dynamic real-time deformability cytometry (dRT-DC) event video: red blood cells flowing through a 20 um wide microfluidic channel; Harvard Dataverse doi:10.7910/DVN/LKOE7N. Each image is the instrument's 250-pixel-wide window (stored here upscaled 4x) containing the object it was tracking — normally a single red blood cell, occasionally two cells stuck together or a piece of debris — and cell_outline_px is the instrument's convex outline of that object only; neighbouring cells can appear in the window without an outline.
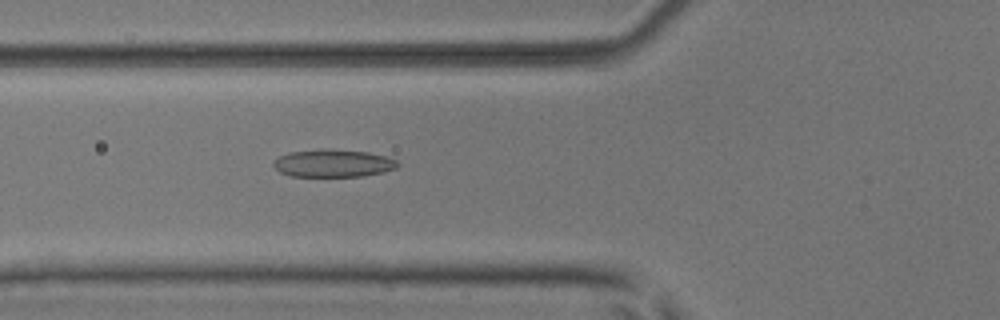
{"species": "common noctule bat (a hibernating species)", "species_latin": "Nyctalus noctula", "temperature_condition": "room temperature", "stored_images_in_passage": 49, "camera_frame_rate_fps": 3000, "um_per_image_px": 0.085, "animal": {"sex": "male", "body_mass_g": 17.9, "forearm_length_mm": 54.2}, "frame": {"image": 1, "passage_image": 20, "time_ms": 6.333, "image_size_px": [1000, 320], "cell_outline_px": [[400, 164], [396, 168], [384, 172], [360, 176], [292, 176], [280, 172], [272, 164], [280, 156], [288, 152], [324, 148], [328, 148], [368, 152], [388, 156], [396, 160]], "centroid_in_image_um": [28.35, 13.86], "position_along_channel_um": 97.5, "area_um2": 20.11}}
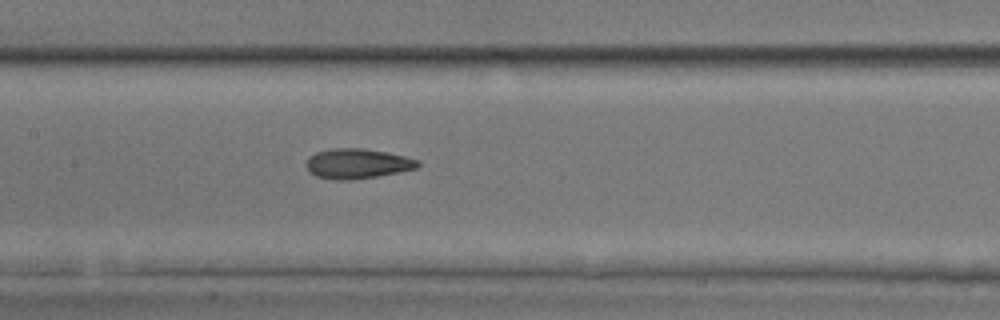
{"frame": {"image": 2, "passage_image": 26, "time_ms": 8.333, "image_size_px": [1000, 320], "cell_outline_px": [[420, 164], [416, 168], [400, 172], [352, 180], [336, 180], [316, 176], [308, 172], [304, 164], [308, 156], [316, 152], [332, 148], [364, 148], [404, 156], [420, 160]], "centroid_in_image_um": [30.32, 13.91], "position_along_channel_um": 177.1, "area_um2": 19.65}}
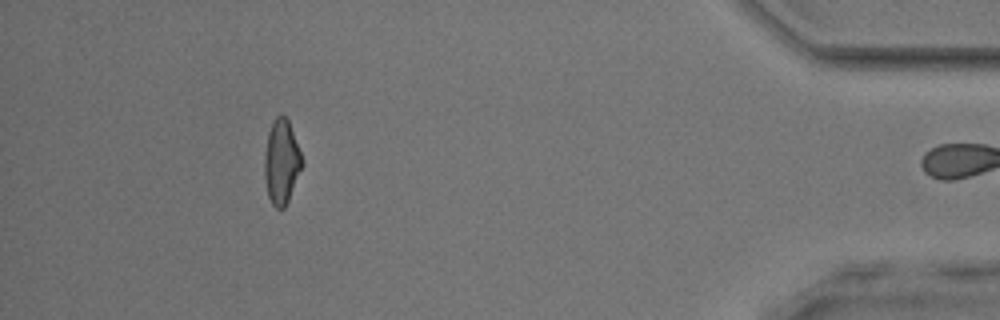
{"frame": {"image": 3, "passage_image": 48, "time_ms": 15.667, "image_size_px": [1000, 320], "cell_outline_px": [[304, 164], [288, 200], [284, 208], [276, 208], [272, 204], [268, 196], [264, 176], [264, 156], [268, 132], [276, 116], [280, 112], [288, 120], [304, 160]], "centroid_in_image_um": [23.93, 13.75], "position_along_channel_um": 411.3, "area_um2": 18.55}}